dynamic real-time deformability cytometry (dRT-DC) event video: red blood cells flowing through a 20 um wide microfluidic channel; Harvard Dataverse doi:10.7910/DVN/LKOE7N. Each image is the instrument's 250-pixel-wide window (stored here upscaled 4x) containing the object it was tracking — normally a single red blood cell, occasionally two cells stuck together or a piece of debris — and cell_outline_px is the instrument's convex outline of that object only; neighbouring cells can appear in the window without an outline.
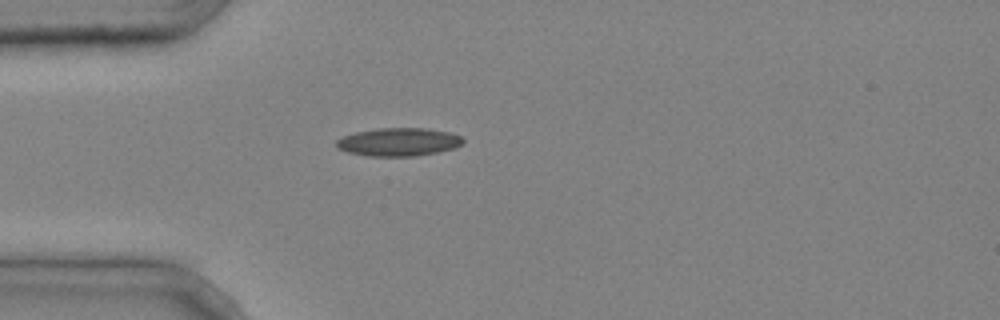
{"species": "common noctule bat (a hibernating species)", "species_latin": "Nyctalus noctula", "temperature_condition": "cold", "stored_images_in_passage": 3, "camera_frame_rate_fps": 3000, "um_per_image_px": 0.085, "animal": {"sex": "male", "body_mass_g": 20.4}, "frame": {"image": 1, "passage_image": 3, "time_ms": 0.667, "image_size_px": [1000, 320], "cell_outline_px": [[464, 140], [456, 148], [416, 156], [364, 156], [348, 152], [336, 148], [336, 140], [344, 136], [356, 132], [376, 128], [428, 128], [448, 132], [460, 136]], "centroid_in_image_um": [33.85, 12.07], "position_along_channel_um": 51.1, "area_um2": 20.81}}